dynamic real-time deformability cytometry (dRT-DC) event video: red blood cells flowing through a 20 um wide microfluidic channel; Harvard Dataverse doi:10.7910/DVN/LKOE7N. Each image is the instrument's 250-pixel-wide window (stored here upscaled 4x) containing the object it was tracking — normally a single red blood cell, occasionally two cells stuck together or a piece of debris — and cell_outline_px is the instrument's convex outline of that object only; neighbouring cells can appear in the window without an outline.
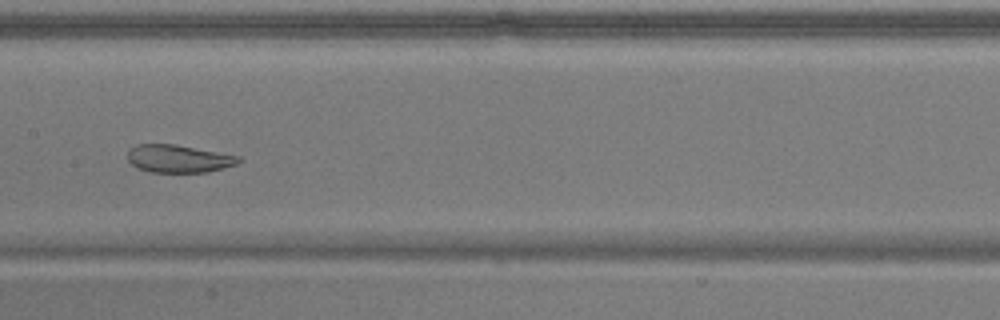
{"species": "common noctule bat (a hibernating species)", "species_latin": "Nyctalus noctula", "temperature_condition": "warm", "stored_images_in_passage": 29, "camera_frame_rate_fps": 3000, "um_per_image_px": 0.085, "animal": {"sex": "male", "body_mass_g": 17.9}, "frame": {"image": 1, "passage_image": 20, "time_ms": 6.333, "image_size_px": [1000, 320], "cell_outline_px": [[240, 160], [236, 164], [208, 172], [148, 172], [136, 168], [128, 160], [128, 148], [136, 144], [176, 144], [240, 156]], "centroid_in_image_um": [15.13, 13.48], "position_along_channel_um": 192.3, "area_um2": 18.03}}
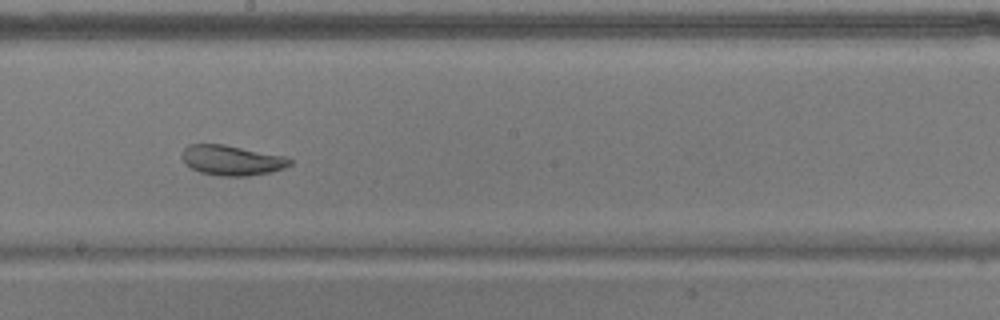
{"frame": {"image": 2, "passage_image": 23, "time_ms": 7.333, "image_size_px": [1000, 320], "cell_outline_px": [[292, 164], [284, 168], [268, 172], [248, 176], [220, 176], [200, 172], [192, 168], [180, 156], [180, 152], [188, 144], [224, 144], [284, 156], [292, 160]], "centroid_in_image_um": [19.68, 13.61], "position_along_channel_um": 228.5, "area_um2": 18.84}}